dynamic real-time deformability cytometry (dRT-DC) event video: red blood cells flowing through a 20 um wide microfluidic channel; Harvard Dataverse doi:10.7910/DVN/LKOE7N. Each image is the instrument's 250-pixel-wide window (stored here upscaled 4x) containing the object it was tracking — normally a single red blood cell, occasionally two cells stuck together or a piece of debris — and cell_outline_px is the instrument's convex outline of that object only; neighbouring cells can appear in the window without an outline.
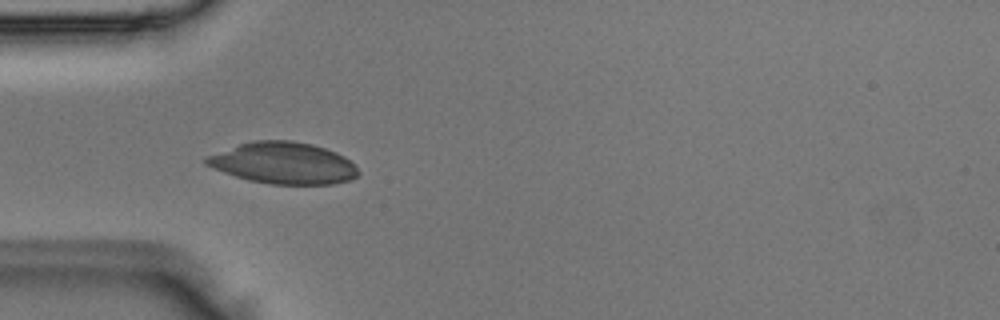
{"species": "Egyptian fruit bat (a non-hibernating species)", "species_latin": "Rousettus aegyptiacus", "temperature_condition": "room temperature", "stored_images_in_passage": 6, "camera_frame_rate_fps": 3000, "um_per_image_px": 0.085, "animal": {"sex": "male"}, "frame": {"image": 1, "passage_image": 5, "time_ms": 1.333, "image_size_px": [1000, 320], "cell_outline_px": [[360, 172], [356, 176], [348, 180], [332, 184], [272, 184], [248, 180], [212, 168], [204, 164], [204, 156], [240, 144], [256, 140], [292, 140], [312, 144], [336, 152], [344, 156]], "centroid_in_image_um": [24.05, 13.86], "position_along_channel_um": 61.0, "area_um2": 36.65}}
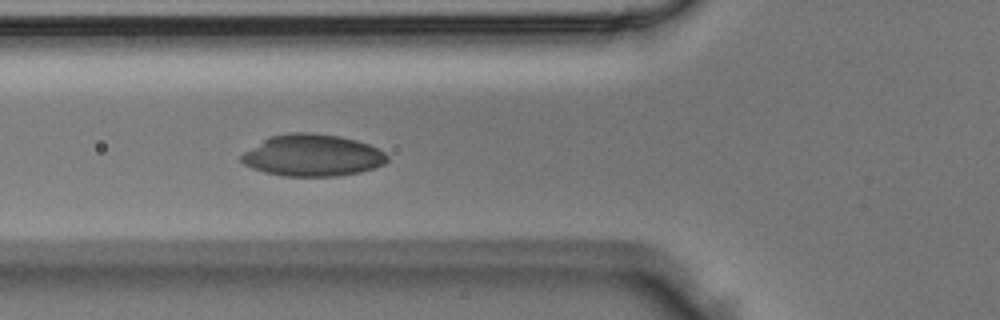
{"frame": {"image": 2, "passage_image": 6, "time_ms": 1.667, "image_size_px": [1000, 320], "cell_outline_px": [[388, 160], [384, 164], [360, 172], [340, 176], [280, 176], [264, 172], [252, 168], [244, 164], [240, 160], [240, 156], [244, 152], [268, 136], [288, 132], [312, 132], [340, 136], [356, 140], [380, 148], [388, 156]], "centroid_in_image_um": [26.55, 13.2], "position_along_channel_um": 99.3, "area_um2": 35.89}}